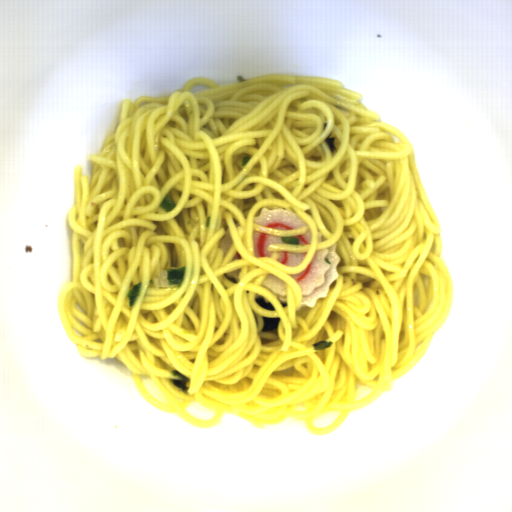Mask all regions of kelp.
<instances>
[{
  "label": "kelp",
  "mask_w": 512,
  "mask_h": 512,
  "mask_svg": "<svg viewBox=\"0 0 512 512\" xmlns=\"http://www.w3.org/2000/svg\"><path fill=\"white\" fill-rule=\"evenodd\" d=\"M256 304L258 307H261V308H264V309H267V310H270V311H275V307L270 304L265 298H263L262 296H257L256 298H254Z\"/></svg>",
  "instance_id": "3"
},
{
  "label": "kelp",
  "mask_w": 512,
  "mask_h": 512,
  "mask_svg": "<svg viewBox=\"0 0 512 512\" xmlns=\"http://www.w3.org/2000/svg\"><path fill=\"white\" fill-rule=\"evenodd\" d=\"M168 382L169 384H171L184 394H187L189 386L191 384V379L175 369L172 370Z\"/></svg>",
  "instance_id": "1"
},
{
  "label": "kelp",
  "mask_w": 512,
  "mask_h": 512,
  "mask_svg": "<svg viewBox=\"0 0 512 512\" xmlns=\"http://www.w3.org/2000/svg\"><path fill=\"white\" fill-rule=\"evenodd\" d=\"M263 319V327L261 329V332H266V331H273L275 329H277L278 327V324H279V317L278 318H262Z\"/></svg>",
  "instance_id": "2"
}]
</instances>
